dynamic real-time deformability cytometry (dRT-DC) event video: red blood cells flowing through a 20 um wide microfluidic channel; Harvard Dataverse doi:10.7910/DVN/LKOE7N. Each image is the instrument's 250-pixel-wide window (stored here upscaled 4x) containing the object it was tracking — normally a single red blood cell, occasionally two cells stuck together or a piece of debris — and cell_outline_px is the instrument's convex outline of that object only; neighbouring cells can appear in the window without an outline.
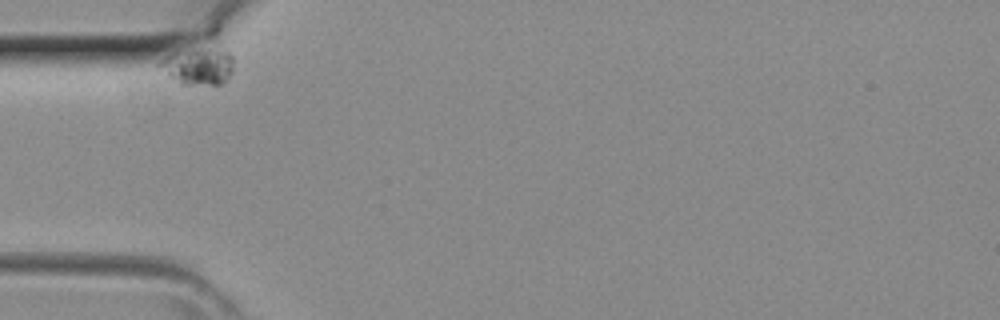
{"species": "common noctule bat (a hibernating species)", "species_latin": "Nyctalus noctula", "temperature_condition": "room temperature", "stored_images_in_passage": 27, "camera_frame_rate_fps": 3000, "um_per_image_px": 0.085, "animal": {"sex": "female", "body_mass_g": 29.2, "forearm_length_mm": 56.3}, "frame": {"image": 1, "passage_image": 1, "time_ms": 0.0, "image_size_px": [1000, 320], "cell_outline_px": [[232, 72], [220, 84], [180, 84], [172, 80], [156, 64], [216, 24], [220, 28], [232, 56]], "centroid_in_image_um": [17.03, 5.11], "position_along_channel_um": 68.0, "area_um2": 20.63}}
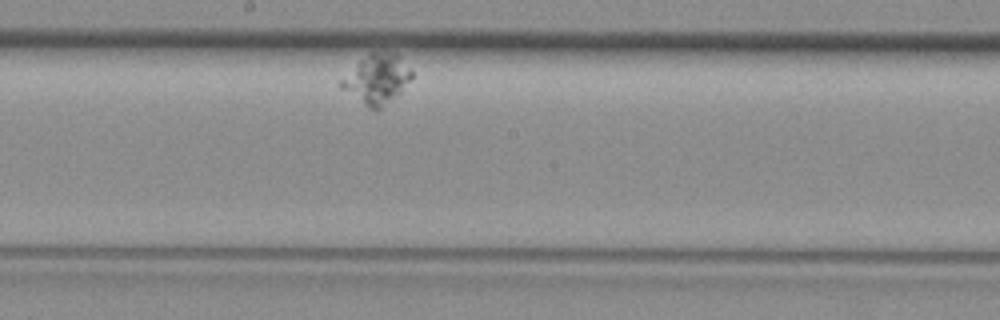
{"frame": {"image": 2, "passage_image": 15, "time_ms": 4.667, "image_size_px": [1000, 320], "cell_outline_px": [[412, 76], [400, 92], [380, 108], [368, 108], [340, 88], [340, 80], [360, 60], [372, 52], [396, 52], [412, 72]], "centroid_in_image_um": [32.01, 6.71], "position_along_channel_um": 216.2, "area_um2": 19.77}}
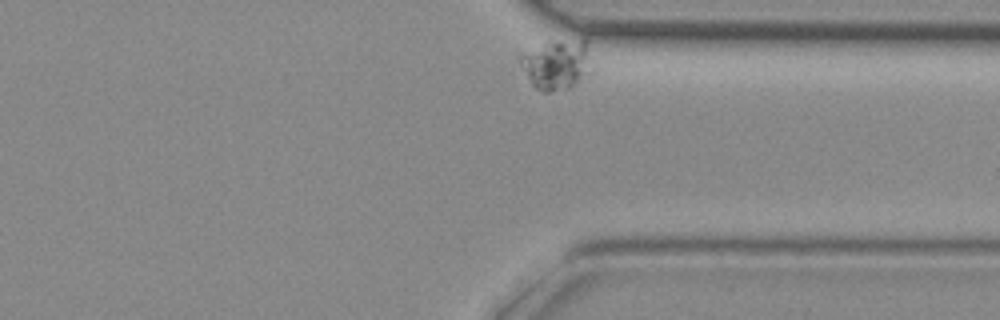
{"frame": {"image": 3, "passage_image": 27, "time_ms": 8.667, "image_size_px": [1000, 320], "cell_outline_px": [[592, 72], [568, 88], [548, 92], [544, 92], [536, 88], [532, 84], [520, 64], [520, 52], [544, 40], [584, 36], [588, 36]], "centroid_in_image_um": [47.35, 5.35], "position_along_channel_um": 364.0, "area_um2": 22.08}}